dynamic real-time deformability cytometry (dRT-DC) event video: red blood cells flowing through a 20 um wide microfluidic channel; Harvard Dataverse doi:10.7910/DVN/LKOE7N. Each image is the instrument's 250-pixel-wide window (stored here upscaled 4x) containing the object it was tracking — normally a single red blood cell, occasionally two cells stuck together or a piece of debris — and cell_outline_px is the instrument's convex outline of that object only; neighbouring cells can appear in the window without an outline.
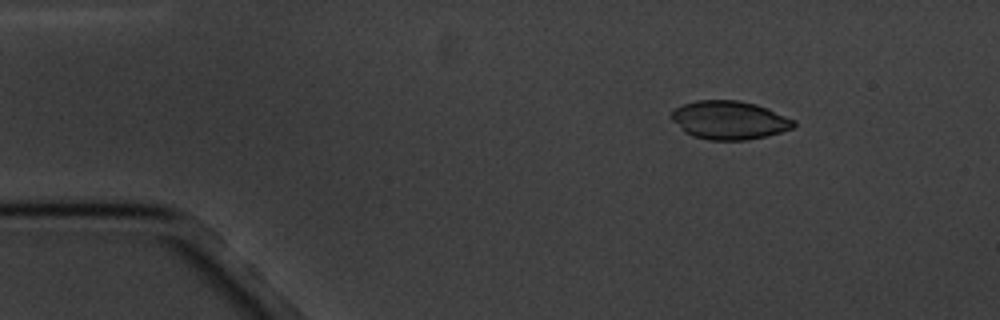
{"species": "common noctule bat (a hibernating species)", "species_latin": "Nyctalus noctula", "temperature_condition": "cold", "stored_images_in_passage": 5, "camera_frame_rate_fps": 3000, "um_per_image_px": 0.085, "animal": {"sex": "male", "body_mass_g": 20.1, "forearm_length_mm": 53.5}, "frame": {"image": 1, "passage_image": 1, "time_ms": 0.0, "image_size_px": [1000, 320], "cell_outline_px": [[796, 124], [792, 128], [780, 132], [748, 140], [708, 140], [692, 136], [684, 132], [668, 116], [676, 108], [684, 104], [696, 100], [736, 100], [756, 104], [768, 108], [796, 120]], "centroid_in_image_um": [61.98, 10.21], "position_along_channel_um": 23.0, "area_um2": 27.51}}
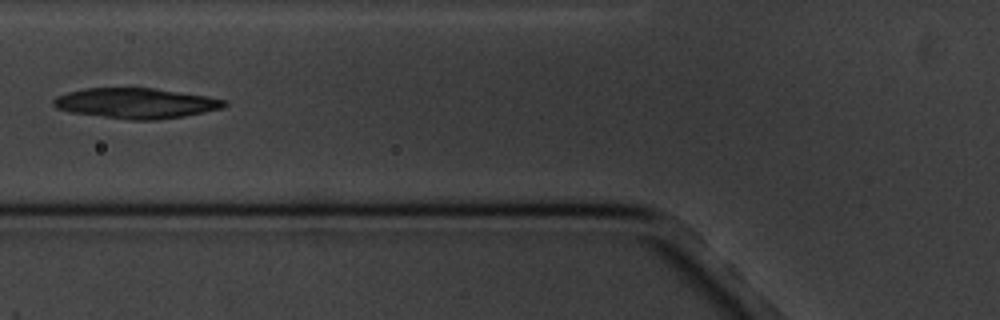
{"frame": {"image": 2, "passage_image": 5, "time_ms": 4.667, "image_size_px": [1000, 320], "cell_outline_px": [[228, 104], [224, 108], [180, 116], [156, 120], [128, 120], [72, 112], [56, 108], [52, 104], [52, 100], [56, 96], [68, 92], [84, 88], [156, 88], [204, 96], [224, 100]], "centroid_in_image_um": [11.51, 8.77], "position_along_channel_um": 114.3, "area_um2": 29.94}}